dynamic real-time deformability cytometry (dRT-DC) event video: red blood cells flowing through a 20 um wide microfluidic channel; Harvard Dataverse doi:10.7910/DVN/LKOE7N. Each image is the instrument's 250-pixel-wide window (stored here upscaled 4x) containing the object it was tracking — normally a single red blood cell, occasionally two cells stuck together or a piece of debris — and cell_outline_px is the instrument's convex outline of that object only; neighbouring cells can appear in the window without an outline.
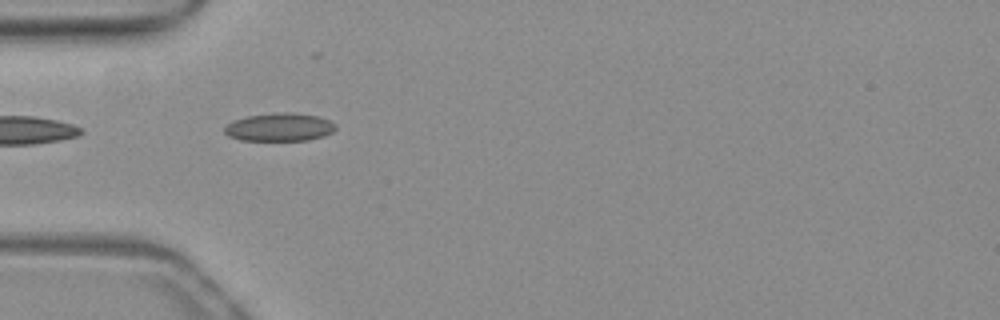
{"species": "common noctule bat (a hibernating species)", "species_latin": "Nyctalus noctula", "temperature_condition": "warm", "stored_images_in_passage": 37, "camera_frame_rate_fps": 3000, "um_per_image_px": 0.085, "animal": {"sex": "female", "body_mass_g": 19.3, "forearm_length_mm": 54.1}, "frame": {"image": 1, "passage_image": 1, "time_ms": 0.0, "image_size_px": [1000, 320], "cell_outline_px": [[336, 128], [332, 132], [324, 136], [308, 140], [240, 140], [228, 136], [224, 132], [224, 128], [232, 120], [248, 116], [284, 112], [292, 112], [316, 116], [328, 120], [336, 124]], "centroid_in_image_um": [23.75, 10.81], "position_along_channel_um": 61.2, "area_um2": 18.09}}
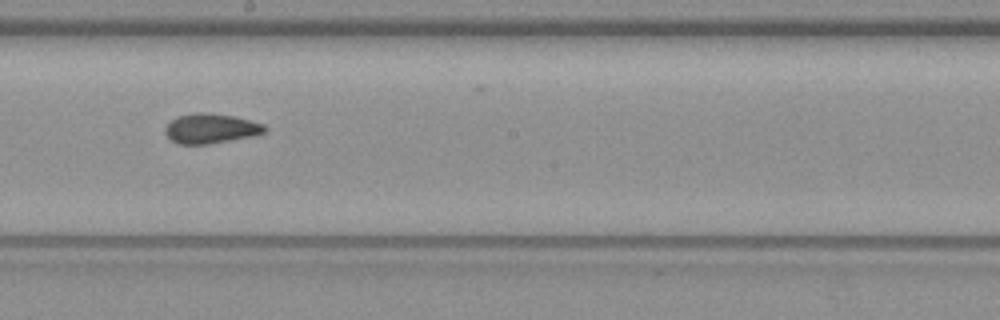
{"frame": {"image": 2, "passage_image": 14, "time_ms": 4.333, "image_size_px": [1000, 320], "cell_outline_px": [[268, 128], [264, 132], [252, 136], [208, 144], [180, 144], [172, 140], [164, 132], [164, 128], [172, 120], [180, 116], [196, 112], [208, 112], [232, 116], [264, 124]], "centroid_in_image_um": [17.91, 10.92], "position_along_channel_um": 230.3, "area_um2": 17.05}}
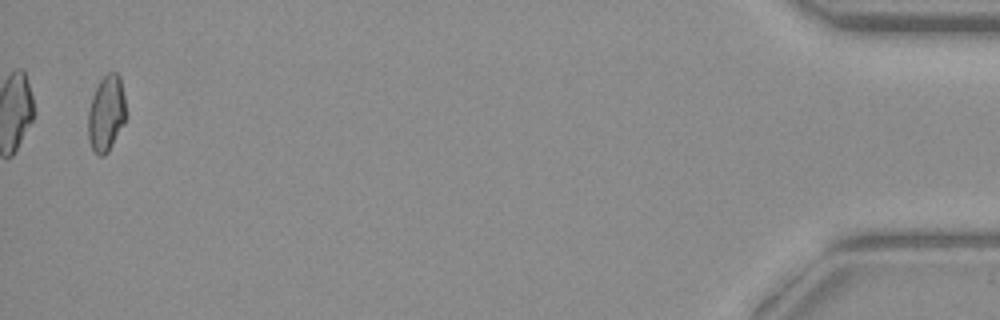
{"frame": {"image": 3, "passage_image": 36, "time_ms": 11.667, "image_size_px": [1000, 320], "cell_outline_px": [[128, 116], [124, 124], [108, 152], [104, 156], [100, 156], [92, 148], [88, 140], [88, 112], [92, 96], [100, 80], [108, 72], [116, 72], [120, 76]], "centroid_in_image_um": [9.06, 9.64], "position_along_channel_um": 426.1, "area_um2": 16.99}, "authors_computed_cell_mechanics": {"area_um2": 16.9354, "velocity_mm_per_s": 3.9367, "shape_relaxation_time_tau1_ms": null, "shape_relaxation_time_tau2_ms": 1.7099, "deformation_change_tau1": null, "deformation_change_tau2": 0.0678}}